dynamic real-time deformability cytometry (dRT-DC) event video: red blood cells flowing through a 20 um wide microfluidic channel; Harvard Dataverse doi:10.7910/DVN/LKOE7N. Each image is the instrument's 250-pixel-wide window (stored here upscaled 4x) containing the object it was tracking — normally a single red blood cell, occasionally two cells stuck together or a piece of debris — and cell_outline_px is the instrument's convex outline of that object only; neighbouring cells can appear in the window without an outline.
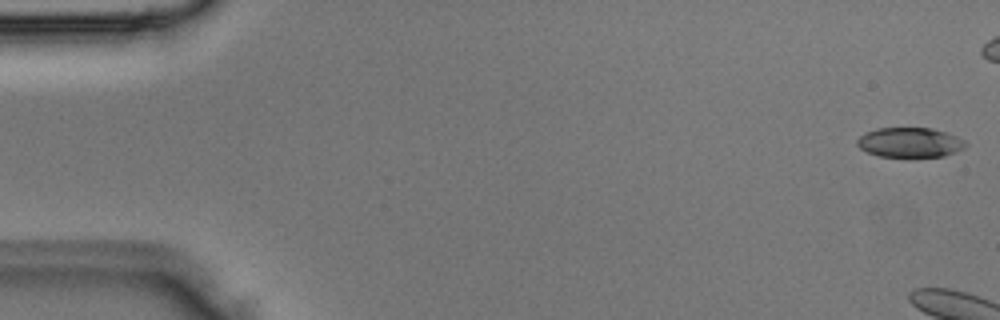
{"species": "Egyptian fruit bat (a non-hibernating species)", "species_latin": "Rousettus aegyptiacus", "temperature_condition": "room temperature", "stored_images_in_passage": 4, "camera_frame_rate_fps": 3000, "um_per_image_px": 0.085, "animal": {"sex": "male"}, "frame": {"image": 1, "passage_image": 1, "time_ms": 0.0, "image_size_px": [1000, 320], "cell_outline_px": [[968, 144], [964, 148], [956, 152], [944, 156], [908, 160], [880, 156], [868, 152], [860, 148], [856, 144], [856, 140], [860, 136], [876, 128], [932, 128], [948, 132], [964, 140]], "centroid_in_image_um": [77.37, 12.15], "position_along_channel_um": 7.6, "area_um2": 19.65}}